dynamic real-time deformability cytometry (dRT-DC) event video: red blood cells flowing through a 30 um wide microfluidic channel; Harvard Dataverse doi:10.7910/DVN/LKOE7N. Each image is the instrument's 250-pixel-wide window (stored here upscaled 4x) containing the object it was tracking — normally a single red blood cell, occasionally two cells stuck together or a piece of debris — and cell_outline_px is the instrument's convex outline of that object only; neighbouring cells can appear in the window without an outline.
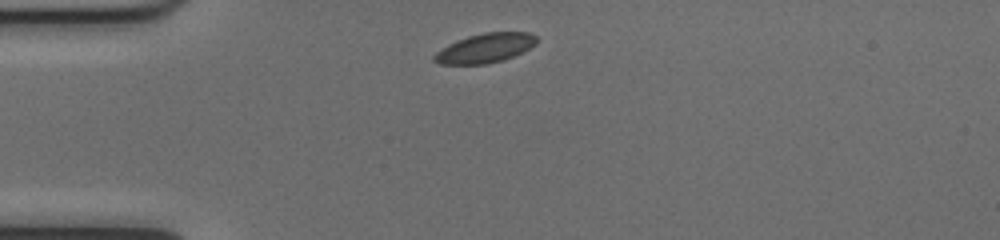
{"species": "common noctule bat (a hibernating species)", "species_latin": "Nyctalus noctula", "temperature_condition": "cold", "stored_images_in_passage": 35, "camera_frame_rate_fps": 3000, "um_per_image_px": 0.085, "animal": {"sex": "female", "body_mass_g": 17.0, "forearm_length_mm": 48.0}, "frame": {"image": 1, "passage_image": 1, "time_ms": 0.0, "image_size_px": [1000, 240], "cell_outline_px": [[536, 44], [504, 60], [488, 64], [440, 64], [432, 60], [432, 56], [436, 52], [448, 44], [468, 36], [484, 32], [528, 32], [536, 36]], "centroid_in_image_um": [41.2, 4.09], "position_along_channel_um": 43.8, "area_um2": 17.4}}
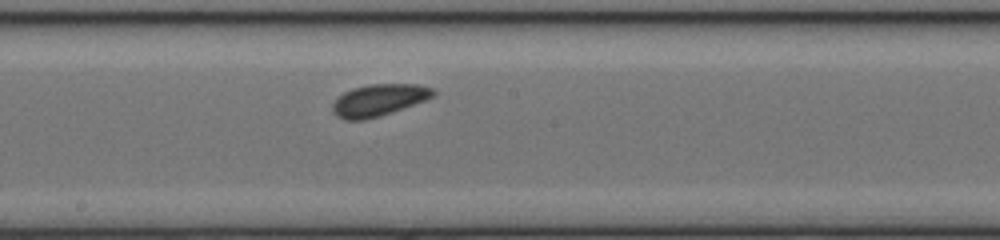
{"frame": {"image": 2, "passage_image": 16, "time_ms": 5.0, "image_size_px": [1000, 240], "cell_outline_px": [[436, 92], [432, 96], [424, 100], [392, 112], [380, 116], [364, 120], [344, 120], [336, 116], [332, 112], [332, 104], [344, 92], [352, 88], [368, 84], [416, 84], [432, 88]], "centroid_in_image_um": [32.15, 8.51], "position_along_channel_um": 216.1, "area_um2": 18.55}}
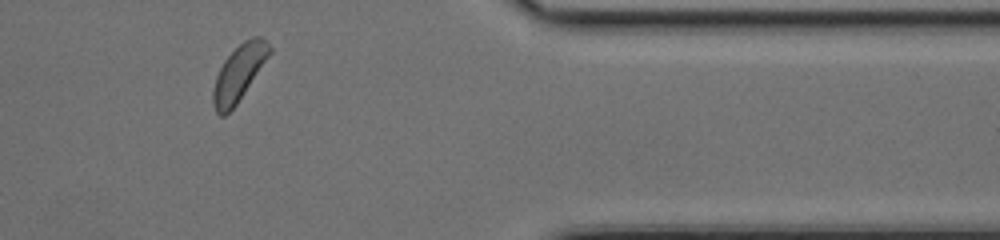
{"frame": {"image": 3, "passage_image": 31, "time_ms": 10.0, "image_size_px": [1000, 240], "cell_outline_px": [[272, 52], [236, 104], [224, 116], [220, 116], [216, 112], [212, 104], [212, 88], [216, 76], [224, 60], [244, 40], [252, 36], [260, 36], [272, 48]], "centroid_in_image_um": [20.29, 6.21], "position_along_channel_um": 391.1, "area_um2": 18.15}, "authors_computed_cell_mechanics": {"area_um2": 18.0336, "velocity_mm_per_s": 3.9525, "shape_relaxation_time_tau1_ms": null, "shape_relaxation_time_tau2_ms": 4.3011, "deformation_change_tau1": null, "deformation_change_tau2": 0.1094}}